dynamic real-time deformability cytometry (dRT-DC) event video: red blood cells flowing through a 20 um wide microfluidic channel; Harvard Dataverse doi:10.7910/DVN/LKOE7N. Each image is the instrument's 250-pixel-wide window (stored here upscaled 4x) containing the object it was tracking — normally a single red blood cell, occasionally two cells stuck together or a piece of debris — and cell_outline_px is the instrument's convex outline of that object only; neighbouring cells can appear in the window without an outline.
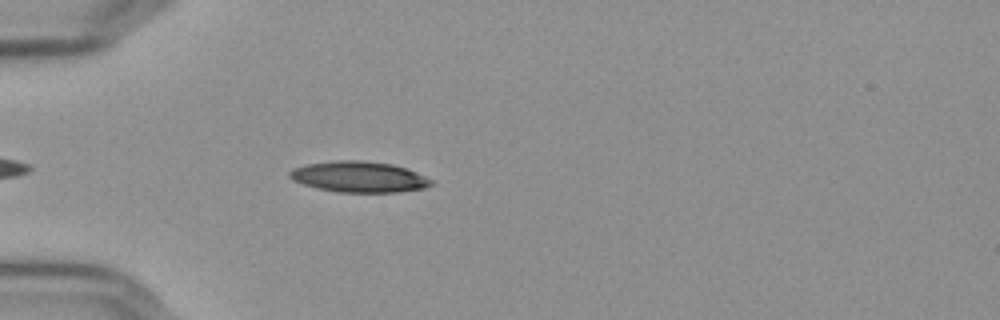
{"species": "Egyptian fruit bat (a non-hibernating species)", "species_latin": "Rousettus aegyptiacus", "temperature_condition": "cold", "stored_images_in_passage": 44, "camera_frame_rate_fps": 3000, "um_per_image_px": 0.085, "frame": {"image": 1, "passage_image": 5, "time_ms": 1.333, "image_size_px": [1000, 320], "cell_outline_px": [[436, 184], [424, 188], [400, 192], [340, 192], [316, 188], [292, 180], [288, 176], [288, 172], [296, 168], [308, 164], [336, 160], [360, 160], [392, 164], [416, 172], [436, 180]], "centroid_in_image_um": [30.58, 15.04], "position_along_channel_um": 54.4, "area_um2": 25.55}}
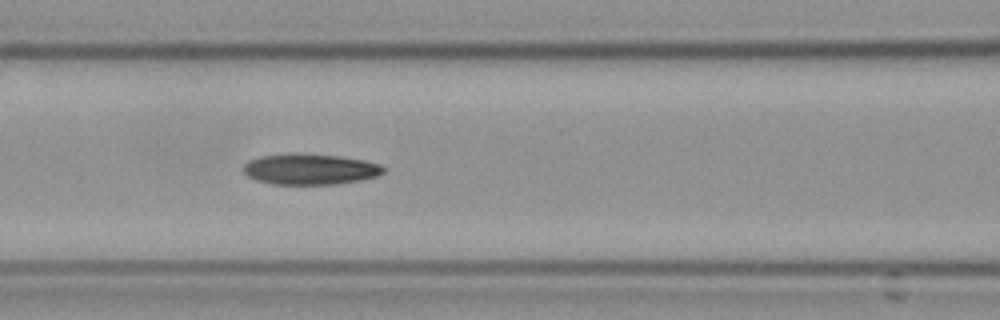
{"frame": {"image": 2, "passage_image": 13, "time_ms": 4.0, "image_size_px": [1000, 320], "cell_outline_px": [[388, 168], [384, 172], [376, 176], [360, 180], [336, 184], [272, 184], [256, 180], [248, 176], [244, 172], [244, 164], [248, 160], [260, 156], [288, 152], [296, 152], [340, 156], [364, 160], [380, 164]], "centroid_in_image_um": [26.35, 14.36], "position_along_channel_um": 140.2, "area_um2": 25.55}}
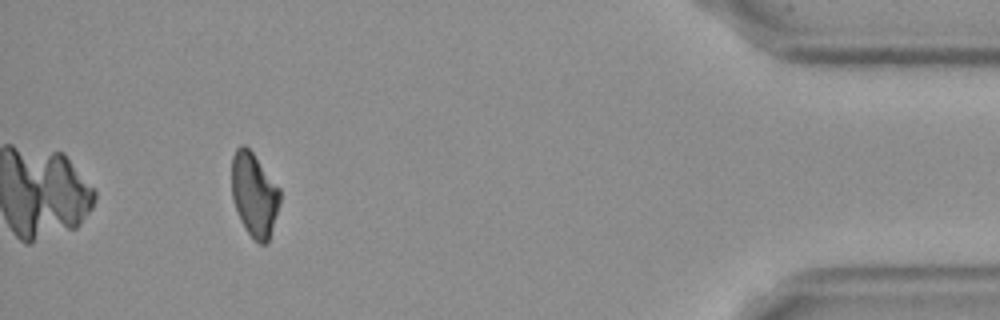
{"frame": {"image": 3, "passage_image": 40, "time_ms": 13.0, "image_size_px": [1000, 320], "cell_outline_px": [[280, 204], [268, 244], [260, 244], [248, 232], [240, 220], [232, 196], [232, 156], [236, 148], [240, 144], [244, 144], [252, 152], [280, 188]], "centroid_in_image_um": [21.62, 16.54], "position_along_channel_um": 413.6, "area_um2": 23.52}, "authors_computed_cell_mechanics": {"area_um2": 25.0274, "velocity_mm_per_s": 3.6459, "shape_relaxation_time_tau1_ms": 8.3279, "shape_relaxation_time_tau2_ms": null, "deformation_change_tau1": 0.1789, "deformation_change_tau2": null}}